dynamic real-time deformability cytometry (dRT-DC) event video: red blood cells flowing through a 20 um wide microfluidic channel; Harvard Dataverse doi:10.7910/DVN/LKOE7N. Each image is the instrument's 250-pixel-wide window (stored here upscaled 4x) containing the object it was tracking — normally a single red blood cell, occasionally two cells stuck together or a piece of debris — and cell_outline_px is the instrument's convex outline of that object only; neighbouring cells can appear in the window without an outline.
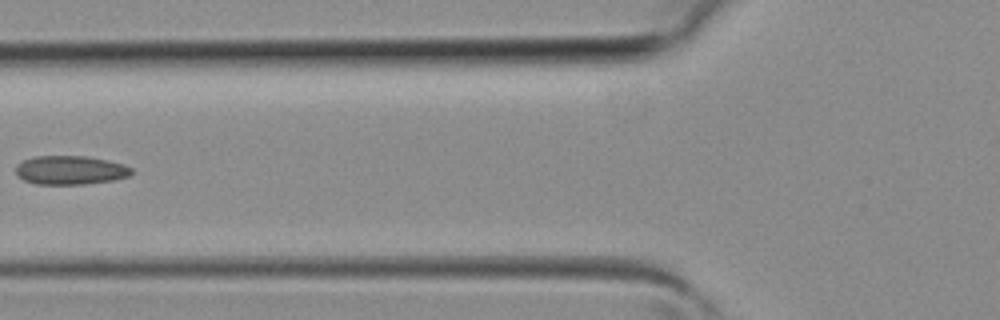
{"species": "common noctule bat (a hibernating species)", "species_latin": "Nyctalus noctula", "temperature_condition": "room temperature", "stored_images_in_passage": 5, "camera_frame_rate_fps": 3000, "um_per_image_px": 0.085, "animal": {"sex": "female", "body_mass_g": 19.3, "forearm_length_mm": 54.1}, "frame": {"image": 1, "passage_image": 5, "time_ms": 1.333, "image_size_px": [1000, 320], "cell_outline_px": [[132, 172], [128, 176], [112, 180], [84, 184], [36, 184], [24, 180], [16, 176], [16, 164], [24, 160], [36, 156], [88, 156], [108, 160], [124, 164], [132, 168]], "centroid_in_image_um": [5.96, 14.45], "position_along_channel_um": 119.8, "area_um2": 19.48}}